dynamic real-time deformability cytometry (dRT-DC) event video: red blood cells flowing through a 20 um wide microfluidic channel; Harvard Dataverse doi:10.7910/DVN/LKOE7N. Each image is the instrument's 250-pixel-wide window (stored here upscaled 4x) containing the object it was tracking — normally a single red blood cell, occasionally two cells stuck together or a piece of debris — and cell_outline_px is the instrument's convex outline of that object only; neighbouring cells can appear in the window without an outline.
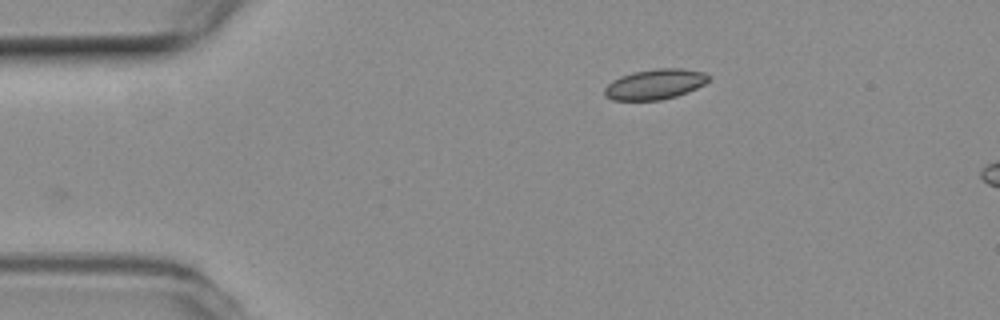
{"species": "common noctule bat (a hibernating species)", "species_latin": "Nyctalus noctula", "temperature_condition": "room temperature", "stored_images_in_passage": 5, "camera_frame_rate_fps": 3000, "um_per_image_px": 0.085, "animal": {"sex": "female", "body_mass_g": 19.3, "forearm_length_mm": 54.1}, "frame": {"image": 1, "passage_image": 1, "time_ms": 0.0, "image_size_px": [1000, 320], "cell_outline_px": [[712, 76], [704, 84], [688, 92], [676, 96], [660, 100], [612, 100], [604, 96], [604, 88], [612, 80], [620, 76], [632, 72], [656, 68], [684, 68], [704, 72]], "centroid_in_image_um": [55.67, 7.15], "position_along_channel_um": 29.3, "area_um2": 18.55}}